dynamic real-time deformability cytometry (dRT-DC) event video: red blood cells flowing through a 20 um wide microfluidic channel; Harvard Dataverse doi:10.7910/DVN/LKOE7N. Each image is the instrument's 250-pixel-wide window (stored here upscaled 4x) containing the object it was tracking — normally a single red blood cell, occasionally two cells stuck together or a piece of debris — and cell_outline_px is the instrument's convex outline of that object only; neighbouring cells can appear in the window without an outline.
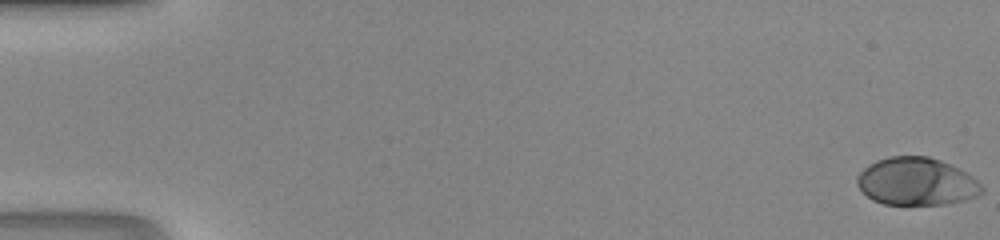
{"species": "human", "species_latin": "Homo sapiens", "temperature_condition": "room temperature", "stored_images_in_passage": 49, "camera_frame_rate_fps": 3000, "um_per_image_px": 0.085, "donor": {"sex": "male"}, "frame": {"image": 1, "passage_image": 1, "time_ms": 0.0, "image_size_px": [1000, 240], "cell_outline_px": [[984, 192], [976, 196], [964, 200], [944, 204], [884, 204], [872, 200], [856, 184], [856, 176], [868, 164], [876, 160], [888, 156], [928, 156], [940, 160], [972, 176], [984, 188]], "centroid_in_image_um": [77.87, 15.43], "position_along_channel_um": 7.1, "area_um2": 34.51}}
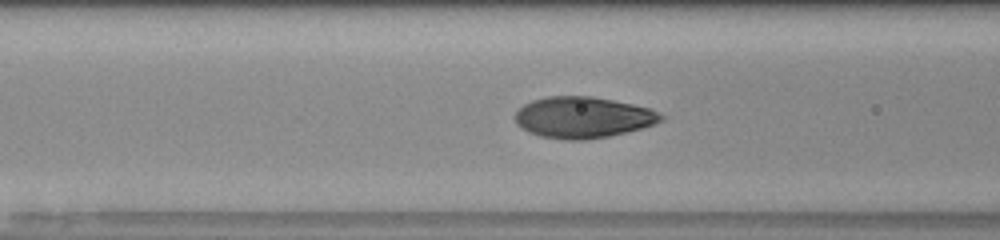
{"frame": {"image": 2, "passage_image": 21, "time_ms": 6.667, "image_size_px": [1000, 240], "cell_outline_px": [[664, 120], [656, 124], [608, 136], [588, 140], [564, 140], [540, 136], [528, 132], [520, 128], [516, 124], [516, 112], [524, 104], [532, 100], [548, 96], [592, 96], [652, 108], [664, 116]], "centroid_in_image_um": [49.55, 9.98], "position_along_channel_um": 117.1, "area_um2": 35.14}}
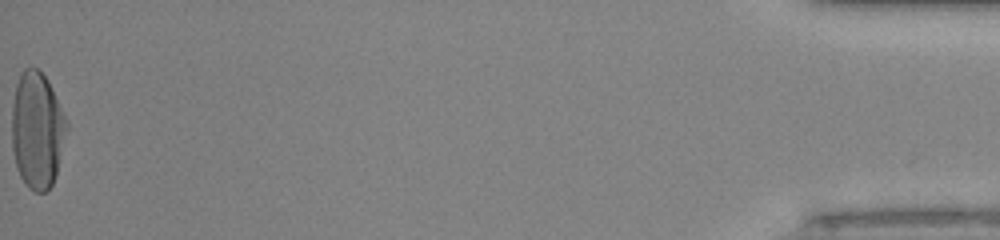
{"frame": {"image": 3, "passage_image": 49, "time_ms": 16.0, "image_size_px": [1000, 240], "cell_outline_px": [[68, 128], [56, 172], [52, 184], [44, 192], [36, 192], [28, 188], [24, 184], [16, 168], [12, 148], [12, 104], [16, 84], [20, 72], [24, 68], [36, 68], [48, 80], [68, 120]], "centroid_in_image_um": [3.15, 11.05], "position_along_channel_um": 432.1, "area_um2": 37.45}}